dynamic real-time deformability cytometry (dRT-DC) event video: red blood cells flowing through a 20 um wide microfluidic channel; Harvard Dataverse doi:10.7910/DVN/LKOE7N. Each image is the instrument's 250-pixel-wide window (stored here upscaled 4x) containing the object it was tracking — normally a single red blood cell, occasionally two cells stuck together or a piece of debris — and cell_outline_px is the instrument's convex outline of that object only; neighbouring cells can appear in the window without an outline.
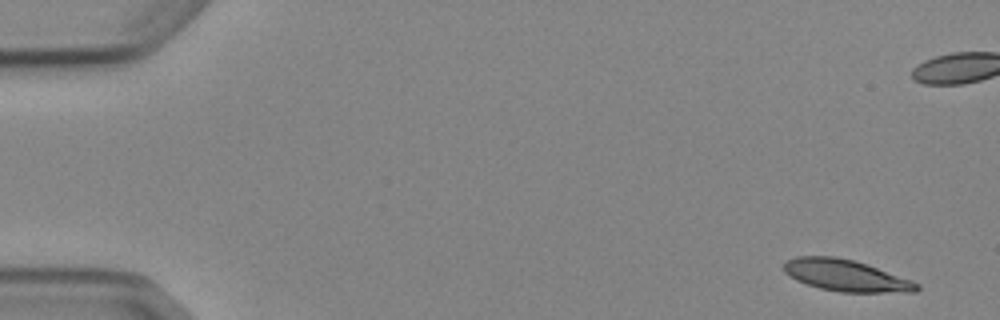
{"species": "Egyptian fruit bat (a non-hibernating species)", "species_latin": "Rousettus aegyptiacus", "temperature_condition": "cold", "stored_images_in_passage": 8, "camera_frame_rate_fps": 3000, "um_per_image_px": 0.085, "animal": {"sex": "female"}, "frame": {"image": 1, "passage_image": 1, "time_ms": 0.0, "image_size_px": [1000, 320], "cell_outline_px": [[920, 288], [916, 292], [840, 292], [820, 288], [796, 280], [784, 272], [784, 264], [788, 260], [796, 256], [836, 256], [852, 260], [912, 280], [920, 284]], "centroid_in_image_um": [71.9, 23.42], "position_along_channel_um": 13.1, "area_um2": 24.16}}